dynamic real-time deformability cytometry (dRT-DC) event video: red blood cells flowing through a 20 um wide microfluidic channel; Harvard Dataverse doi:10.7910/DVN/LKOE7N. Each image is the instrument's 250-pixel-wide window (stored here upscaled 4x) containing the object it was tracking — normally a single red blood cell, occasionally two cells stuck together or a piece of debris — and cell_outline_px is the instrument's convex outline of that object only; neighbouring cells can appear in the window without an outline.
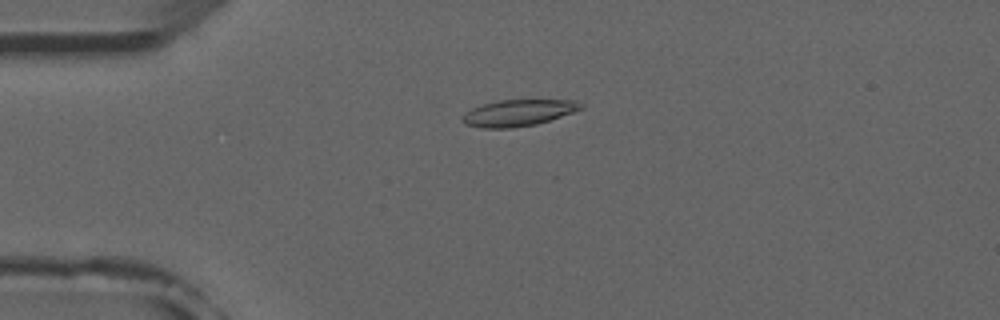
{"species": "common noctule bat (a hibernating species)", "species_latin": "Nyctalus noctula", "temperature_condition": "room temperature", "stored_images_in_passage": 2, "camera_frame_rate_fps": 3000, "um_per_image_px": 0.085, "animal": {"sex": "male", "forearm_length_mm": 52.5}, "frame": {"image": 1, "passage_image": 1, "time_ms": 0.0, "image_size_px": [1000, 320], "cell_outline_px": [[584, 108], [536, 124], [512, 128], [484, 128], [464, 124], [464, 112], [472, 108], [496, 100], [576, 100], [584, 104]], "centroid_in_image_um": [44.06, 9.58], "position_along_channel_um": 40.9, "area_um2": 18.09}}